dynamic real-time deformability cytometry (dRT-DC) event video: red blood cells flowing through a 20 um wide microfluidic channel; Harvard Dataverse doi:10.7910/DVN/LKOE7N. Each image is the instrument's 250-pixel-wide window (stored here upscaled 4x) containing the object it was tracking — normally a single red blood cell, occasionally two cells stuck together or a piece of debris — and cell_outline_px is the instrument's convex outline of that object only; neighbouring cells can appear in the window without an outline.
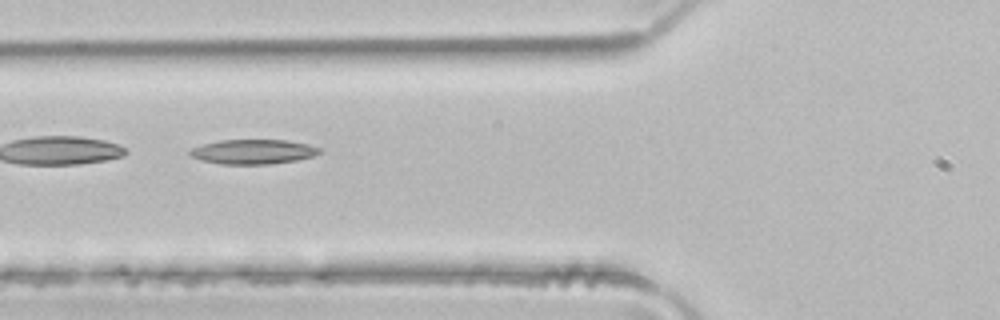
{"species": "common noctule bat (a hibernating species)", "species_latin": "Nyctalus noctula", "temperature_condition": "room temperature", "stored_images_in_passage": 5, "camera_frame_rate_fps": 3000, "um_per_image_px": 0.085, "animal": {"sex": "male", "body_mass_g": 21.5, "forearm_length_mm": 52.0}, "frame": {"image": 1, "passage_image": 4, "time_ms": 1.0, "image_size_px": [1000, 320], "cell_outline_px": [[324, 148], [320, 152], [312, 156], [296, 160], [268, 164], [220, 164], [200, 160], [192, 156], [188, 152], [192, 148], [204, 144], [220, 140], [284, 140], [308, 144]], "centroid_in_image_um": [21.53, 12.89], "position_along_channel_um": 104.3, "area_um2": 18.5}}
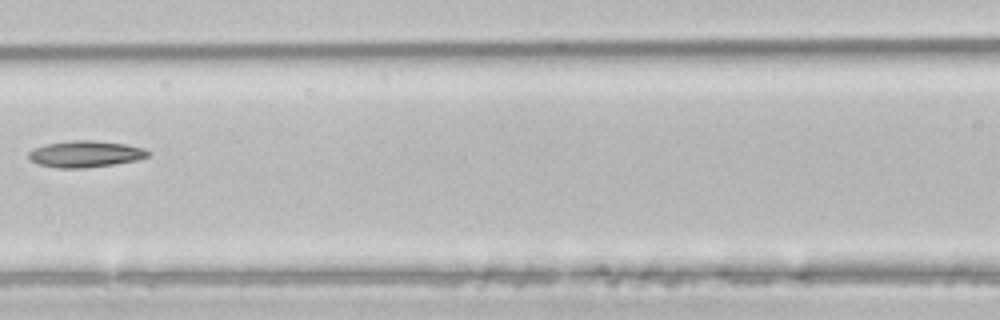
{"frame": {"image": 2, "passage_image": 5, "time_ms": 1.333, "image_size_px": [1000, 320], "cell_outline_px": [[152, 152], [148, 156], [136, 160], [112, 164], [80, 168], [56, 168], [40, 164], [32, 160], [28, 156], [28, 152], [44, 144], [68, 140], [96, 140], [124, 144], [144, 148]], "centroid_in_image_um": [7.26, 13.07], "position_along_channel_um": 159.3, "area_um2": 18.32}}